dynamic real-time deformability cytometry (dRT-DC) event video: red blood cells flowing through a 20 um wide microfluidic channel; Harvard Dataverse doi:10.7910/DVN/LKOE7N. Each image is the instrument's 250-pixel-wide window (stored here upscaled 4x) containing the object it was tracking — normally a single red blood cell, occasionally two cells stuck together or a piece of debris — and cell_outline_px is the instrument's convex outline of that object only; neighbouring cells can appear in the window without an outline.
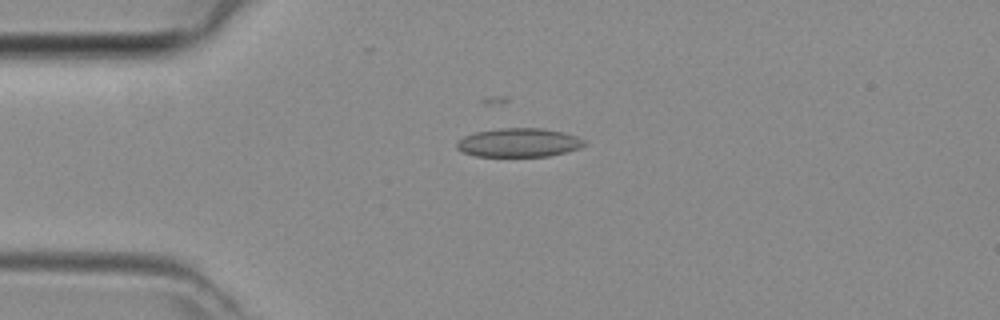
{"species": "common noctule bat (a hibernating species)", "species_latin": "Nyctalus noctula", "temperature_condition": "room temperature", "stored_images_in_passage": 29, "camera_frame_rate_fps": 3000, "um_per_image_px": 0.085, "animal": {"sex": "female", "body_mass_g": 29.2, "forearm_length_mm": 56.3}, "frame": {"image": 1, "passage_image": 4, "time_ms": 1.0, "image_size_px": [1000, 320], "cell_outline_px": [[584, 144], [580, 148], [548, 156], [476, 156], [464, 152], [456, 148], [456, 144], [464, 136], [476, 132], [504, 128], [544, 128], [564, 132], [576, 136], [584, 140]], "centroid_in_image_um": [44.11, 12.12], "position_along_channel_um": 40.9, "area_um2": 21.15}}
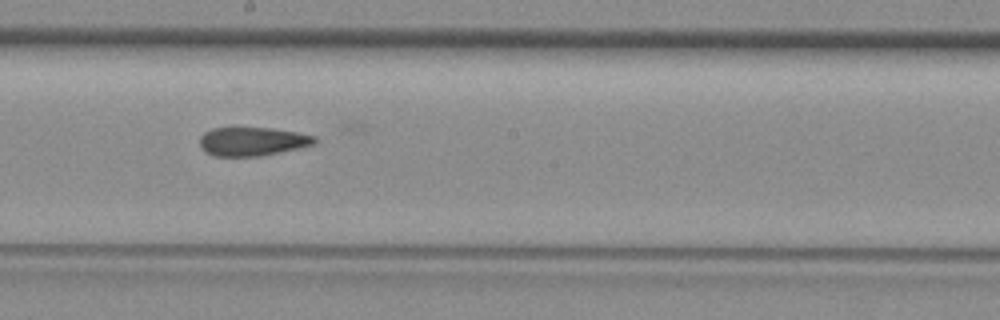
{"frame": {"image": 2, "passage_image": 18, "time_ms": 5.667, "image_size_px": [1000, 320], "cell_outline_px": [[316, 144], [280, 152], [260, 156], [212, 156], [200, 144], [200, 136], [204, 132], [212, 128], [272, 128], [296, 132], [316, 136]], "centroid_in_image_um": [21.47, 12.02], "position_along_channel_um": 226.7, "area_um2": 19.07}}
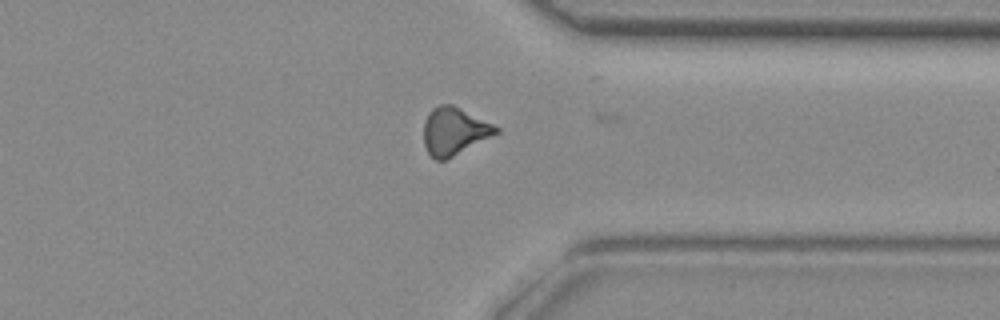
{"frame": {"image": 3, "passage_image": 28, "time_ms": 9.0, "image_size_px": [1000, 320], "cell_outline_px": [[500, 132], [444, 160], [436, 160], [428, 152], [424, 144], [424, 120], [428, 112], [432, 108], [440, 104], [452, 104], [500, 128]], "centroid_in_image_um": [38.58, 11.13], "position_along_channel_um": 372.8, "area_um2": 19.71}}